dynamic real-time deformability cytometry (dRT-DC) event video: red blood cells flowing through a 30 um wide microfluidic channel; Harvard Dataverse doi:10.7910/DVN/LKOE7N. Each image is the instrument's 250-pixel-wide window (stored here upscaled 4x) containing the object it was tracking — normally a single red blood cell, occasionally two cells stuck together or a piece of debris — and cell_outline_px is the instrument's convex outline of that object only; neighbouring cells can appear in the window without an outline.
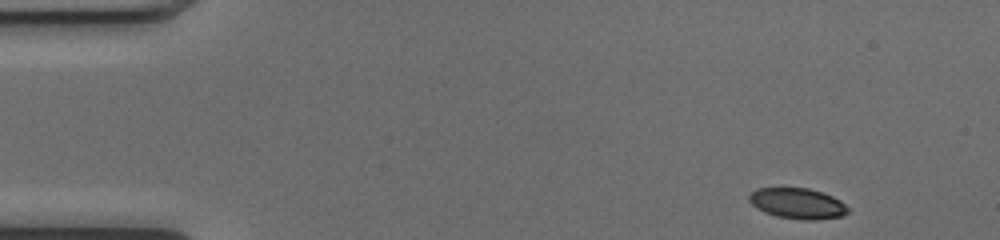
{"species": "common noctule bat (a hibernating species)", "species_latin": "Nyctalus noctula", "temperature_condition": "cold", "stored_images_in_passage": 47, "camera_frame_rate_fps": 3000, "um_per_image_px": 0.085, "animal": {"sex": "female", "body_mass_g": 17.0, "forearm_length_mm": 48.0}, "frame": {"image": 1, "passage_image": 1, "time_ms": 0.0, "image_size_px": [1000, 240], "cell_outline_px": [[848, 212], [840, 216], [812, 220], [804, 220], [776, 216], [764, 212], [756, 208], [748, 200], [748, 196], [756, 188], [808, 188], [832, 196], [840, 200], [848, 208]], "centroid_in_image_um": [67.75, 17.29], "position_along_channel_um": 17.2, "area_um2": 17.51}}
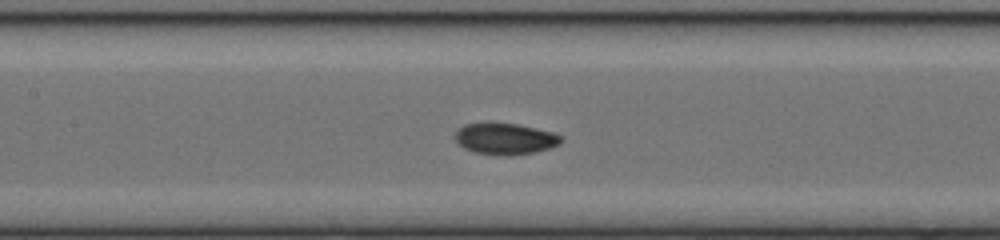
{"frame": {"image": 2, "passage_image": 20, "time_ms": 6.333, "image_size_px": [1000, 240], "cell_outline_px": [[564, 140], [560, 144], [552, 148], [536, 152], [512, 156], [504, 156], [472, 152], [464, 148], [456, 140], [456, 132], [464, 124], [516, 124], [536, 128], [552, 132], [560, 136]], "centroid_in_image_um": [42.99, 11.83], "position_along_channel_um": 164.4, "area_um2": 19.25}}
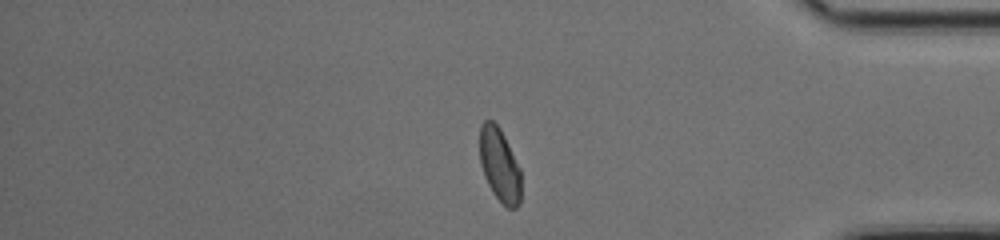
{"frame": {"image": 3, "passage_image": 39, "time_ms": 12.667, "image_size_px": [1000, 240], "cell_outline_px": [[520, 204], [516, 208], [508, 208], [492, 192], [484, 176], [480, 164], [480, 124], [484, 120], [492, 120], [500, 128], [520, 168]], "centroid_in_image_um": [42.45, 14.01], "position_along_channel_um": 392.7, "area_um2": 17.63}, "authors_computed_cell_mechanics": {"area_um2": 18.6694, "velocity_mm_per_s": 4.0244, "shape_relaxation_time_tau1_ms": 2.9971, "shape_relaxation_time_tau2_ms": 1.497, "deformation_change_tau1": 0.1103, "deformation_change_tau2": 0.0462}}